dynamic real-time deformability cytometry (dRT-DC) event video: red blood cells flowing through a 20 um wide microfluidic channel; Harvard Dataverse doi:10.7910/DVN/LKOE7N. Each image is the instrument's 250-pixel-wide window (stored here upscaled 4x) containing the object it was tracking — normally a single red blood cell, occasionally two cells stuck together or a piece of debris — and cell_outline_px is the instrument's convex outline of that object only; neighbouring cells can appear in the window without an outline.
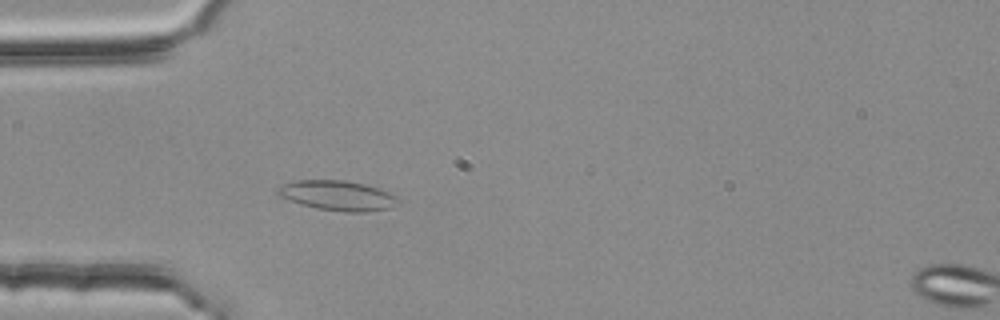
{"species": "common noctule bat (a hibernating species)", "species_latin": "Nyctalus noctula", "temperature_condition": "room temperature", "stored_images_in_passage": 5, "segment_of_instrument_passage": [1, 2], "camera_frame_rate_fps": 3000, "um_per_image_px": 0.085, "animal": {"sex": "female", "body_mass_g": 25.1}, "frame": {"image": 1, "passage_image": 4, "time_ms": 1.0, "image_size_px": [1000, 320], "cell_outline_px": [[404, 204], [392, 208], [368, 212], [344, 212], [316, 208], [300, 204], [288, 200], [280, 196], [276, 192], [276, 188], [284, 184], [296, 180], [344, 180], [364, 184], [380, 188], [404, 200]], "centroid_in_image_um": [28.79, 16.64], "position_along_channel_um": 56.2, "area_um2": 21.5}}